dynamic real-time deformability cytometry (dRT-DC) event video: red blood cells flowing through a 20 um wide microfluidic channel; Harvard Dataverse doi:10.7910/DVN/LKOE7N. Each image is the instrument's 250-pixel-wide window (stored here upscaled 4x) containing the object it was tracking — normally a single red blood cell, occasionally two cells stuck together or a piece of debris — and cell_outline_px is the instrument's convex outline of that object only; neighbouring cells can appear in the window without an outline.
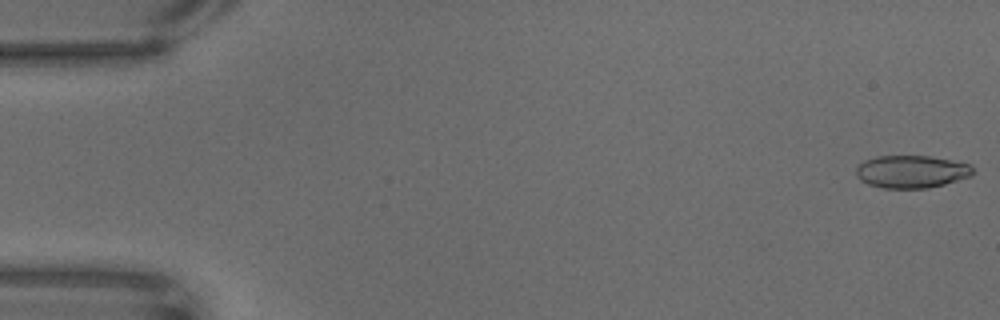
{"species": "common noctule bat (a hibernating species)", "species_latin": "Nyctalus noctula", "temperature_condition": "warm", "stored_images_in_passage": 50, "camera_frame_rate_fps": 3000, "um_per_image_px": 0.085, "animal": {"sex": "male", "body_mass_g": 18.8}, "frame": {"image": 1, "passage_image": 1, "time_ms": 0.0, "image_size_px": [1000, 320], "cell_outline_px": [[976, 172], [972, 176], [944, 184], [928, 188], [884, 188], [868, 184], [860, 180], [856, 176], [856, 168], [864, 160], [876, 156], [928, 156], [952, 160], [972, 164]], "centroid_in_image_um": [77.51, 14.58], "position_along_channel_um": 7.5, "area_um2": 22.43}}
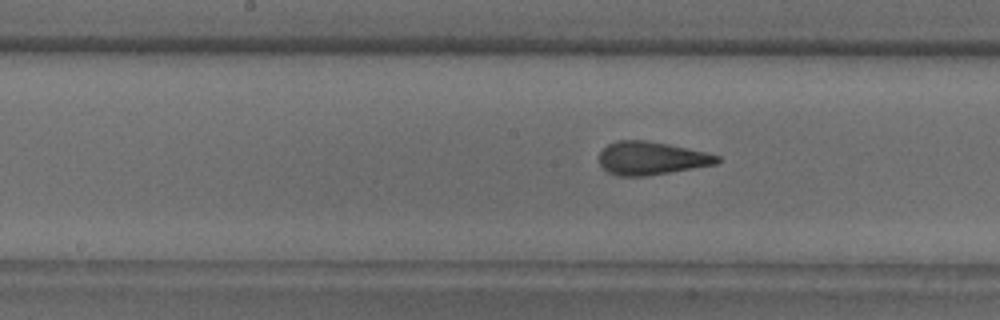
{"frame": {"image": 2, "passage_image": 33, "time_ms": 10.667, "image_size_px": [1000, 320], "cell_outline_px": [[720, 160], [716, 164], [648, 176], [616, 176], [608, 172], [600, 164], [600, 152], [608, 144], [616, 140], [644, 140], [668, 144], [704, 152], [720, 156]], "centroid_in_image_um": [55.34, 13.45], "position_along_channel_um": 192.9, "area_um2": 22.66}}
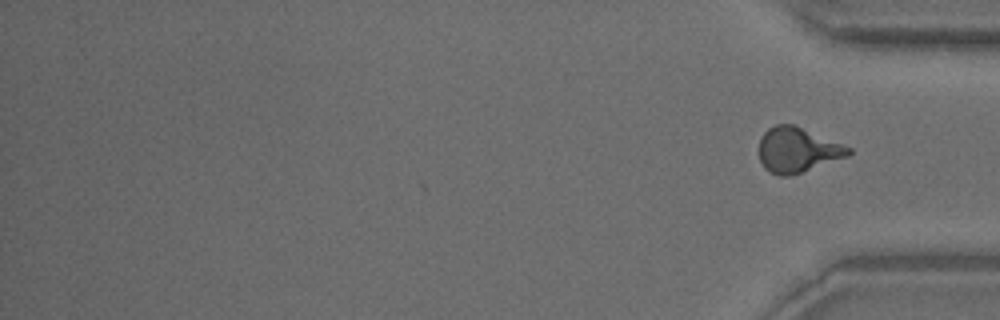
{"frame": {"image": 3, "passage_image": 50, "time_ms": 16.333, "image_size_px": [1000, 320], "cell_outline_px": [[852, 152], [848, 156], [788, 176], [780, 176], [768, 172], [764, 168], [760, 160], [760, 136], [768, 128], [776, 124], [792, 124], [852, 148]], "centroid_in_image_um": [67.75, 12.74], "position_along_channel_um": 367.4, "area_um2": 23.12}}